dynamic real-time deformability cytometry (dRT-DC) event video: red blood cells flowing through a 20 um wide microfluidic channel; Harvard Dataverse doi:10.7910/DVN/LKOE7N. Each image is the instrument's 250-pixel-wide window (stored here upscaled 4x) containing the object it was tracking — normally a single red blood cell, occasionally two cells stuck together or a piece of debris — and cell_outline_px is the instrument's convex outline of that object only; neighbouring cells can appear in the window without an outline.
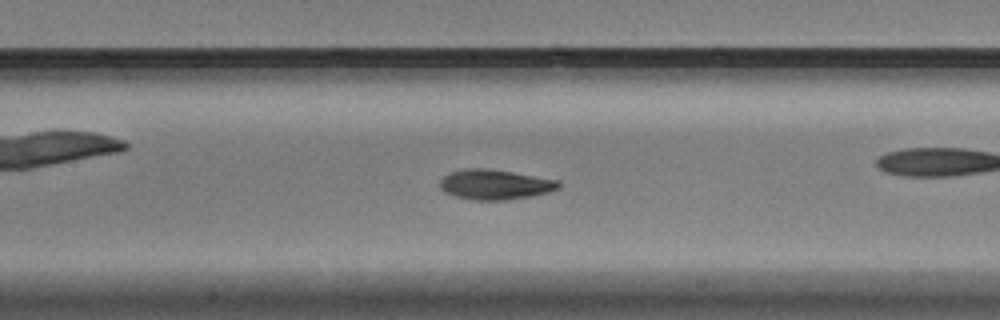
{"species": "Egyptian fruit bat (a non-hibernating species)", "species_latin": "Rousettus aegyptiacus", "temperature_condition": "warm", "stored_images_in_passage": 44, "camera_frame_rate_fps": 3000, "um_per_image_px": 0.085, "animal": {"sex": "male"}, "frame": {"image": 1, "passage_image": 19, "time_ms": 6.0, "image_size_px": [1000, 320], "cell_outline_px": [[560, 188], [548, 192], [532, 196], [508, 200], [472, 200], [452, 196], [444, 192], [440, 188], [440, 180], [444, 176], [452, 172], [464, 168], [488, 168], [560, 180]], "centroid_in_image_um": [42.07, 15.69], "position_along_channel_um": 165.3, "area_um2": 20.98}}